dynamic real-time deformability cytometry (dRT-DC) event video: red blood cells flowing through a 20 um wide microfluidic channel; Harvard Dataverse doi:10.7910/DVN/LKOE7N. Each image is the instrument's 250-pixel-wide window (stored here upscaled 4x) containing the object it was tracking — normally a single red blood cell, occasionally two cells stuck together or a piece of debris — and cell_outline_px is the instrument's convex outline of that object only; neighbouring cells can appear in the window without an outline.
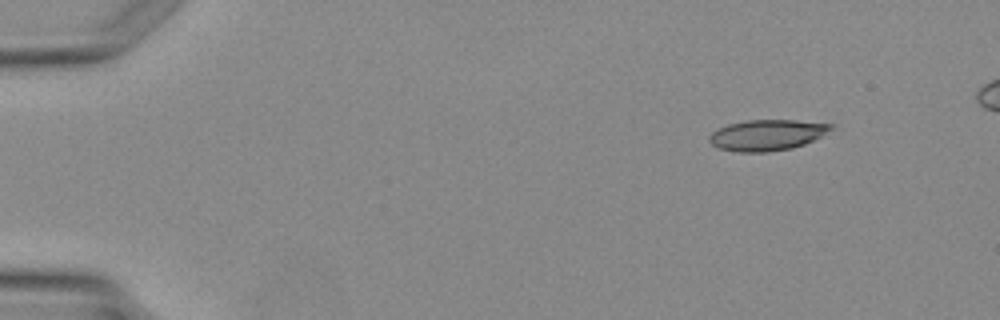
{"species": "Egyptian fruit bat (a non-hibernating species)", "species_latin": "Rousettus aegyptiacus", "temperature_condition": "warm", "stored_images_in_passage": 4, "segment_of_instrument_passage": [1, 2], "camera_frame_rate_fps": 3000, "um_per_image_px": 0.085, "animal": {"sex": "female"}, "frame": {"image": 1, "passage_image": 1, "time_ms": 0.0, "image_size_px": [1000, 320], "cell_outline_px": [[836, 128], [804, 144], [792, 148], [768, 152], [736, 152], [720, 148], [712, 144], [708, 140], [708, 136], [712, 132], [728, 124], [748, 120], [796, 120], [836, 124]], "centroid_in_image_um": [65.23, 11.47], "position_along_channel_um": 19.8, "area_um2": 21.96}}